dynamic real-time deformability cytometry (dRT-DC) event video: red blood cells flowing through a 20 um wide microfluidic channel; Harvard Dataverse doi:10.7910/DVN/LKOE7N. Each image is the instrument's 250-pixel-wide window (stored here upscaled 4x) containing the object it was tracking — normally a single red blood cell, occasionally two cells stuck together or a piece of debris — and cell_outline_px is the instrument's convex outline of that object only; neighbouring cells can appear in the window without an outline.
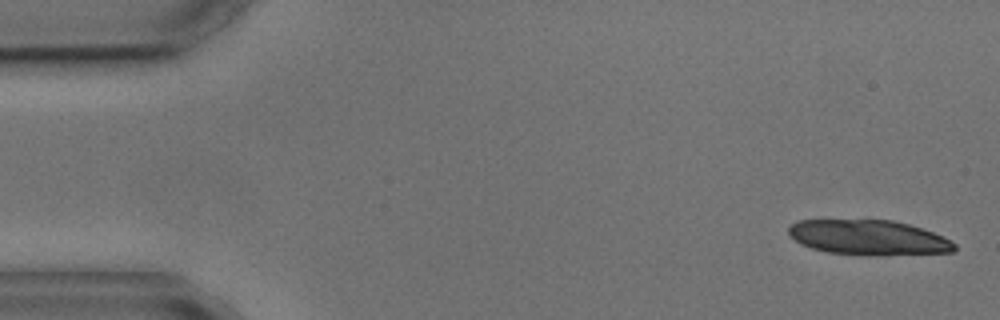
{"species": "common noctule bat (a hibernating species)", "species_latin": "Nyctalus noctula", "temperature_condition": "cold", "stored_images_in_passage": 3, "camera_frame_rate_fps": 3000, "um_per_image_px": 0.085, "animal": {"sex": "male", "body_mass_g": 17.9, "forearm_length_mm": 54.2}, "frame": {"image": 1, "passage_image": 1, "time_ms": 0.0, "image_size_px": [1000, 320], "cell_outline_px": [[956, 248], [952, 252], [884, 256], [880, 256], [828, 252], [812, 248], [800, 244], [788, 236], [788, 228], [796, 220], [892, 220], [908, 224], [932, 232], [956, 244]], "centroid_in_image_um": [73.78, 20.2], "position_along_channel_um": 11.2, "area_um2": 33.87}}